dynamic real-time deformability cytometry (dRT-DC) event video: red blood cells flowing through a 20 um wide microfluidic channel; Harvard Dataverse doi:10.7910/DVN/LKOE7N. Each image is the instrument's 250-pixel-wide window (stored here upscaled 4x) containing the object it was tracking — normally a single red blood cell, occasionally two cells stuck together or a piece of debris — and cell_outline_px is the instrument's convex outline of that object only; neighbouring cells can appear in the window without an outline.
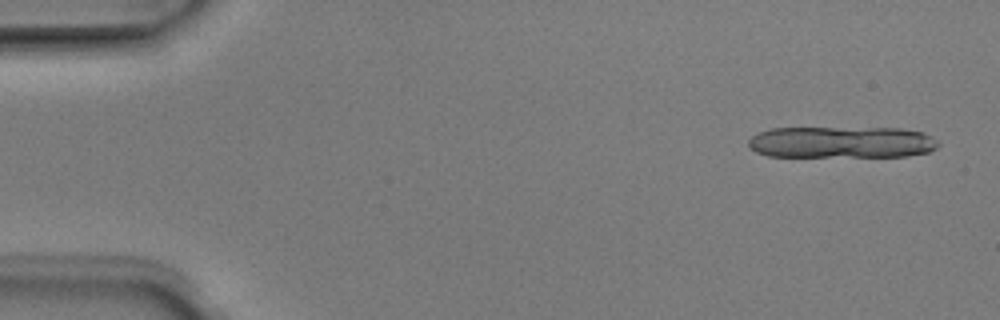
{"species": "Egyptian fruit bat (a non-hibernating species)", "species_latin": "Rousettus aegyptiacus", "temperature_condition": "room temperature", "stored_images_in_passage": 8, "segment_of_instrument_passage": [1, 2], "camera_frame_rate_fps": 3000, "um_per_image_px": 0.085, "animal": {"sex": "male"}, "frame": {"image": 1, "passage_image": 1, "time_ms": 0.0, "image_size_px": [1000, 320], "cell_outline_px": [[940, 144], [936, 148], [928, 152], [908, 156], [768, 156], [756, 152], [748, 148], [748, 140], [752, 136], [760, 132], [772, 128], [900, 128], [924, 132], [932, 136]], "centroid_in_image_um": [71.55, 12.08], "position_along_channel_um": 13.5, "area_um2": 35.2}}